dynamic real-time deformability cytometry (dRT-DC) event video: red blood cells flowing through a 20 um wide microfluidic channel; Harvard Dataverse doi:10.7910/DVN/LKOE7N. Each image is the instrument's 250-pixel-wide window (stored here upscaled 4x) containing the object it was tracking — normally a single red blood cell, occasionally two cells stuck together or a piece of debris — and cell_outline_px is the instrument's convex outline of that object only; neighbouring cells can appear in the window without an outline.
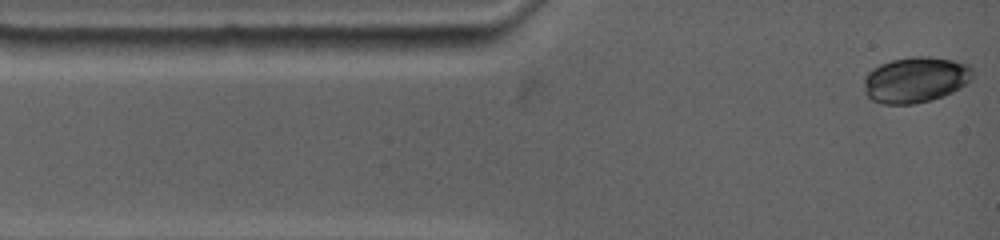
{"species": "common noctule bat (a hibernating species)", "species_latin": "Nyctalus noctula", "temperature_condition": "warm", "stored_images_in_passage": 13, "camera_frame_rate_fps": 4500, "um_per_image_px": 0.085, "animal": {"sex": "female", "body_mass_g": 19.0, "forearm_length_mm": 53.3}, "frame": {"image": 1, "passage_image": 1, "time_ms": 0.0, "image_size_px": [1000, 240], "cell_outline_px": [[972, 76], [964, 84], [932, 100], [916, 104], [884, 104], [872, 100], [868, 96], [864, 84], [864, 80], [868, 72], [872, 68], [880, 64], [892, 60], [912, 56], [932, 56], [952, 60], [964, 64], [972, 68]], "centroid_in_image_um": [77.76, 6.76], "position_along_channel_um": 7.2, "area_um2": 28.55}}
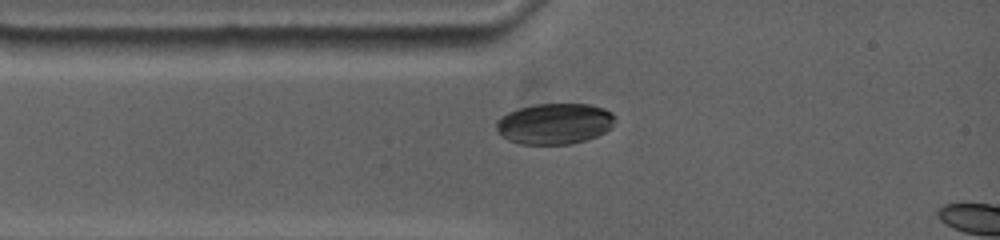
{"frame": {"image": 2, "passage_image": 10, "time_ms": 2.0, "image_size_px": [1000, 240], "cell_outline_px": [[612, 124], [604, 132], [596, 136], [572, 144], [520, 144], [508, 140], [496, 128], [496, 124], [508, 112], [516, 108], [536, 104], [588, 104], [604, 108], [612, 112]], "centroid_in_image_um": [47.13, 10.51], "position_along_channel_um": 37.9, "area_um2": 27.86}}